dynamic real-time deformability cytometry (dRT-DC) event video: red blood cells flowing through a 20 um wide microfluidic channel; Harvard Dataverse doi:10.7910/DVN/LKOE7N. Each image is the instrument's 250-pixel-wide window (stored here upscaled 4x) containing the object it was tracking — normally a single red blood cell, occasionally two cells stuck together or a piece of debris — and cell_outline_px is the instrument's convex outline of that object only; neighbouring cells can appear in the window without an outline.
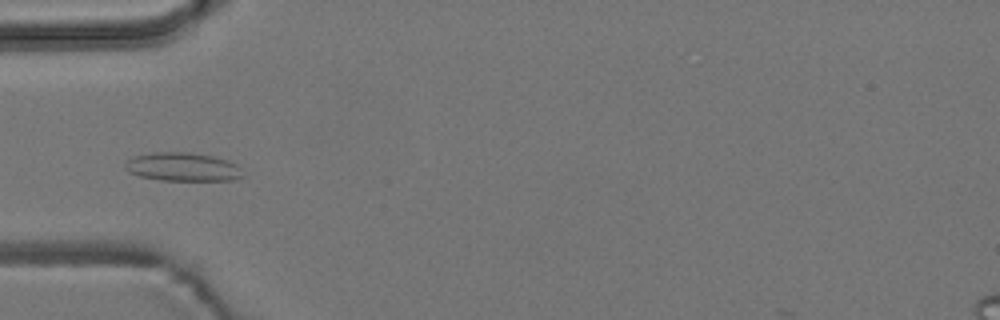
{"species": "common noctule bat (a hibernating species)", "species_latin": "Nyctalus noctula", "temperature_condition": "room temperature", "stored_images_in_passage": 7, "camera_frame_rate_fps": 3000, "um_per_image_px": 0.085, "animal": {"sex": "male", "body_mass_g": 19.2, "forearm_length_mm": 51.8}, "frame": {"image": 1, "passage_image": 4, "time_ms": 4.333, "image_size_px": [1000, 320], "cell_outline_px": [[244, 176], [232, 180], [160, 180], [140, 176], [128, 172], [124, 168], [124, 164], [132, 156], [152, 152], [188, 152], [212, 156], [228, 160], [236, 164]], "centroid_in_image_um": [15.49, 14.18], "position_along_channel_um": 69.5, "area_um2": 19.59}}
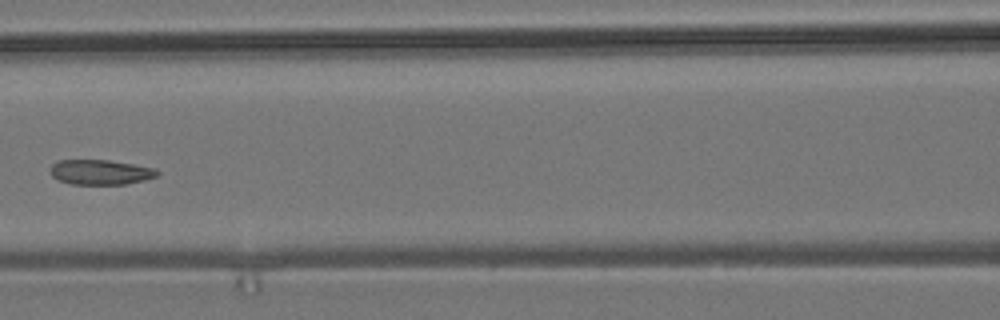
{"frame": {"image": 2, "passage_image": 6, "time_ms": 6.667, "image_size_px": [1000, 320], "cell_outline_px": [[160, 172], [156, 176], [144, 180], [124, 184], [72, 184], [56, 180], [52, 176], [48, 168], [52, 164], [60, 160], [108, 160], [156, 168]], "centroid_in_image_um": [8.5, 14.63], "position_along_channel_um": 158.1, "area_um2": 15.61}}
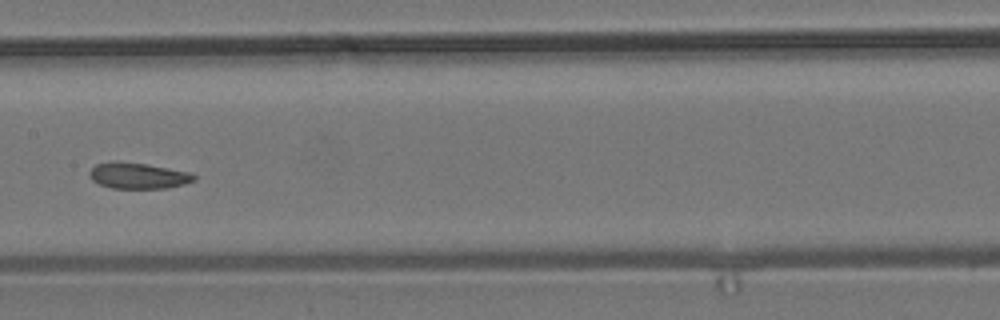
{"frame": {"image": 3, "passage_image": 7, "time_ms": 7.667, "image_size_px": [1000, 320], "cell_outline_px": [[196, 180], [184, 184], [168, 188], [112, 188], [100, 184], [92, 180], [88, 176], [88, 172], [96, 164], [112, 160], [116, 160], [148, 164], [192, 172], [196, 176]], "centroid_in_image_um": [11.74, 14.91], "position_along_channel_um": 195.7, "area_um2": 16.18}}